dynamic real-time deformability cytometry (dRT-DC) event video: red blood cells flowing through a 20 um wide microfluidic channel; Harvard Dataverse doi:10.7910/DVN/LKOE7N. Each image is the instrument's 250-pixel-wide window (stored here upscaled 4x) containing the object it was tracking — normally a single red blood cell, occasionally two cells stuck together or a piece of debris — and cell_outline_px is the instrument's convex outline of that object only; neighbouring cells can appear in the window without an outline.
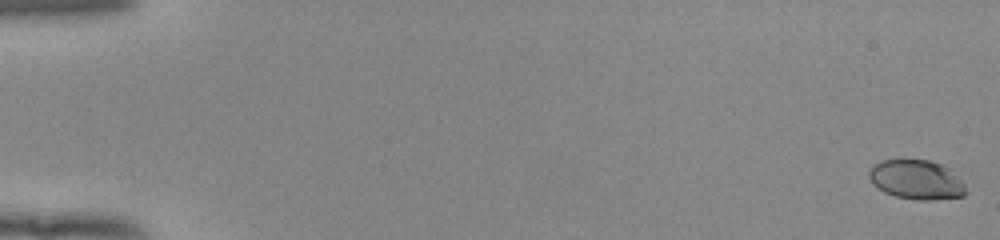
{"species": "human", "species_latin": "Homo sapiens", "temperature_condition": "room temperature", "stored_images_in_passage": 55, "segment_of_instrument_passage": [1, 2], "camera_frame_rate_fps": 3000, "um_per_image_px": 0.085, "donor": {"sex": "female"}, "frame": {"image": 1, "passage_image": 1, "time_ms": 0.0, "image_size_px": [1000, 240], "cell_outline_px": [[968, 192], [964, 196], [928, 200], [920, 200], [896, 196], [884, 192], [876, 188], [872, 184], [868, 176], [868, 172], [872, 164], [880, 160], [928, 160], [940, 164], [948, 168], [964, 184]], "centroid_in_image_um": [77.85, 15.27], "position_along_channel_um": 7.1, "area_um2": 22.25}}
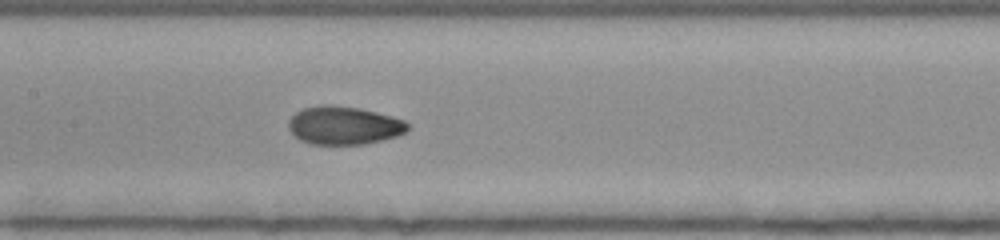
{"frame": {"image": 2, "passage_image": 28, "time_ms": 9.0, "image_size_px": [1000, 240], "cell_outline_px": [[408, 128], [404, 132], [396, 136], [364, 144], [312, 144], [300, 140], [288, 128], [288, 120], [296, 112], [304, 108], [320, 104], [328, 104], [360, 108], [392, 116], [404, 120], [408, 124]], "centroid_in_image_um": [29.21, 10.65], "position_along_channel_um": 178.2, "area_um2": 26.41}}
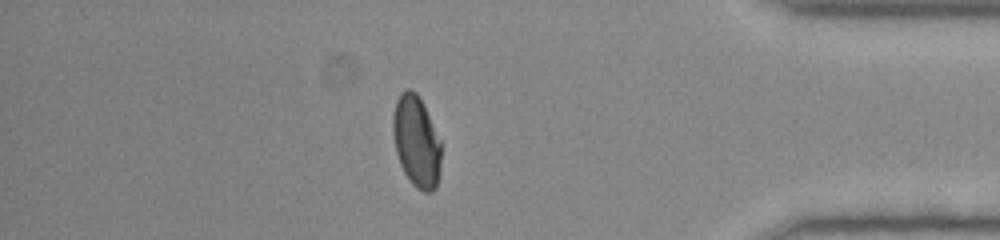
{"frame": {"image": 3, "passage_image": 47, "time_ms": 15.333, "image_size_px": [1000, 240], "cell_outline_px": [[440, 172], [436, 188], [432, 192], [424, 192], [416, 188], [412, 184], [404, 172], [400, 164], [396, 152], [392, 132], [392, 116], [396, 100], [400, 92], [408, 88], [416, 92], [440, 140]], "centroid_in_image_um": [35.37, 12.05], "position_along_channel_um": 399.8, "area_um2": 25.55}}